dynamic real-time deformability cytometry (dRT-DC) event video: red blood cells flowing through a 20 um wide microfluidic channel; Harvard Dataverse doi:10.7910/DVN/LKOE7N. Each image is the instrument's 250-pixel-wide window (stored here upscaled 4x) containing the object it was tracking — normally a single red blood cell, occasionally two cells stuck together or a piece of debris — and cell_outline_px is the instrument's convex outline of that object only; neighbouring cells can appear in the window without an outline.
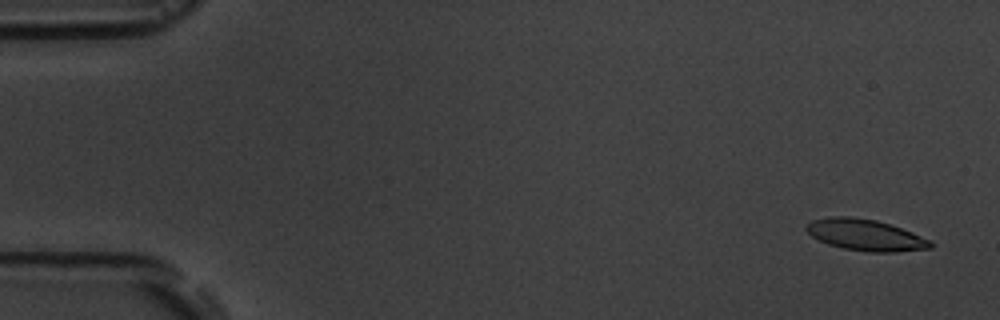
{"species": "common noctule bat (a hibernating species)", "species_latin": "Nyctalus noctula", "temperature_condition": "room temperature", "stored_images_in_passage": 5, "camera_frame_rate_fps": 3000, "um_per_image_px": 0.085, "animal": {"sex": "male", "body_mass_g": 19.5, "forearm_length_mm": 54.6}, "frame": {"image": 1, "passage_image": 1, "time_ms": 0.0, "image_size_px": [1000, 320], "cell_outline_px": [[932, 248], [896, 252], [868, 252], [844, 248], [828, 244], [812, 236], [804, 228], [812, 220], [828, 216], [848, 216], [876, 220], [912, 232], [932, 240]], "centroid_in_image_um": [73.57, 19.97], "position_along_channel_um": 11.4, "area_um2": 22.6}}
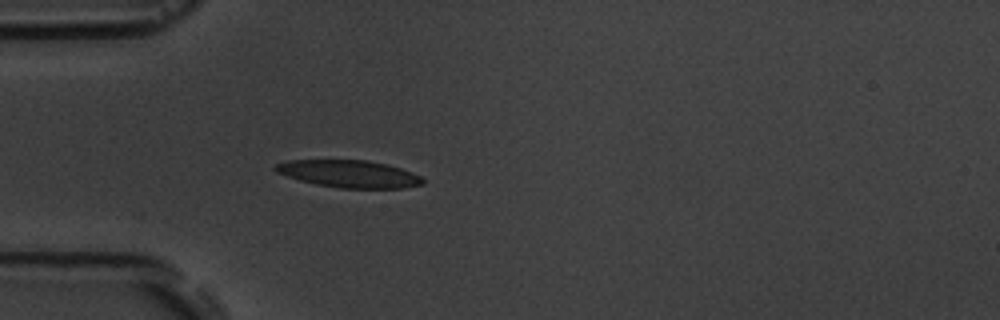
{"frame": {"image": 2, "passage_image": 5, "time_ms": 4.667, "image_size_px": [1000, 320], "cell_outline_px": [[424, 184], [404, 188], [340, 188], [316, 184], [300, 180], [276, 172], [272, 168], [276, 164], [288, 160], [368, 160], [388, 164], [400, 168], [420, 176], [424, 180]], "centroid_in_image_um": [29.67, 14.77], "position_along_channel_um": 55.3, "area_um2": 23.41}}